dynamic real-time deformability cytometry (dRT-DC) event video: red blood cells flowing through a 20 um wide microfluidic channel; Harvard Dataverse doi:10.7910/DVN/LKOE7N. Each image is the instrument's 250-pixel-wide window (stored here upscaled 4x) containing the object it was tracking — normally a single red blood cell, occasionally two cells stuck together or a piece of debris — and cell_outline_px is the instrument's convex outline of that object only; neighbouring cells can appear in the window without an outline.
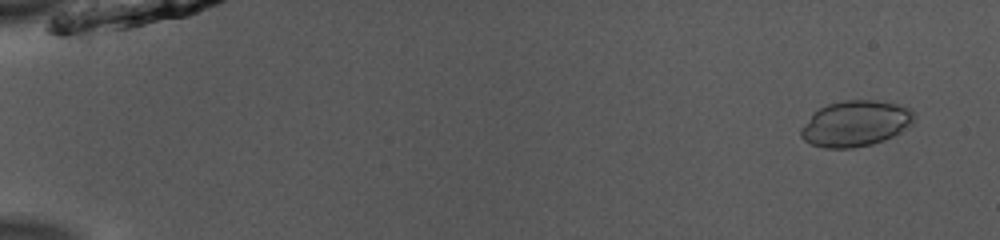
{"species": "common noctule bat (a hibernating species)", "species_latin": "Nyctalus noctula", "temperature_condition": "room temperature", "stored_images_in_passage": 52, "camera_frame_rate_fps": 3000, "um_per_image_px": 0.085, "animal": {"sex": "male", "body_mass_g": 13.0, "forearm_length_mm": 53.1}, "frame": {"image": 1, "passage_image": 4, "time_ms": 1.0, "image_size_px": [1000, 240], "cell_outline_px": [[916, 120], [908, 128], [884, 140], [872, 144], [852, 148], [824, 148], [812, 144], [804, 140], [800, 136], [800, 128], [812, 112], [828, 104], [844, 100], [872, 100], [900, 104], [912, 108], [916, 116]], "centroid_in_image_um": [72.74, 10.49], "position_along_channel_um": 12.3, "area_um2": 30.63}}
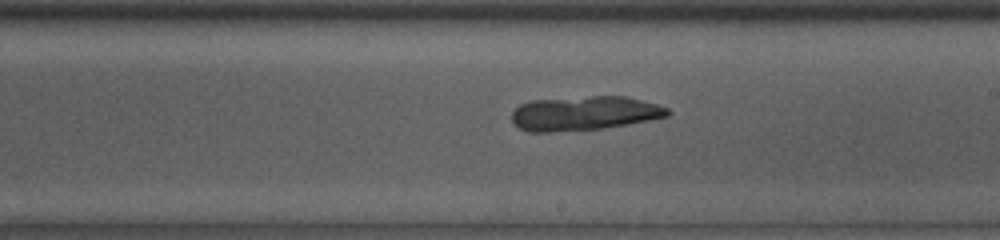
{"frame": {"image": 2, "passage_image": 32, "time_ms": 10.333, "image_size_px": [1000, 240], "cell_outline_px": [[672, 112], [668, 116], [628, 124], [604, 128], [552, 132], [528, 132], [520, 128], [512, 120], [512, 112], [520, 104], [532, 100], [592, 96], [624, 96], [656, 104], [668, 108]], "centroid_in_image_um": [49.66, 9.63], "position_along_channel_um": 239.3, "area_um2": 30.98}}
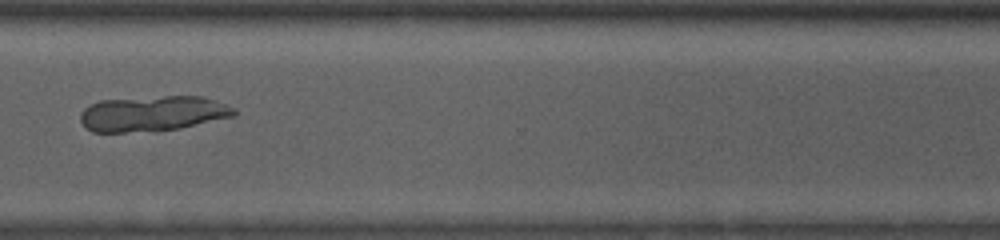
{"frame": {"image": 3, "passage_image": 41, "time_ms": 13.333, "image_size_px": [1000, 240], "cell_outline_px": [[236, 116], [180, 128], [156, 132], [92, 132], [80, 120], [80, 112], [84, 108], [100, 100], [164, 96], [204, 96], [216, 100], [236, 108]], "centroid_in_image_um": [13.02, 9.66], "position_along_channel_um": 357.6, "area_um2": 32.08}}